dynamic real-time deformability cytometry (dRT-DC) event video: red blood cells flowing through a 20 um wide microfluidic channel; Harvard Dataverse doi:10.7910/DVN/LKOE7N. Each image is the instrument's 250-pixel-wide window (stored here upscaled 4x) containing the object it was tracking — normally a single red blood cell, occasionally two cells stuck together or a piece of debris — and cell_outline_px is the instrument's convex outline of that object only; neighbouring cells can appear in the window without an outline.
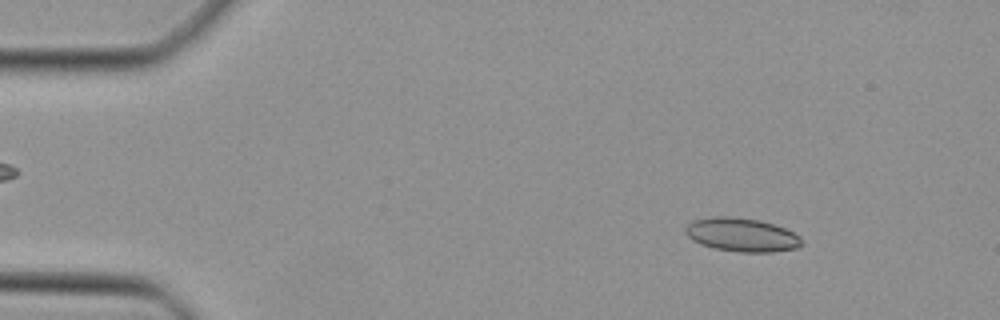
{"species": "Egyptian fruit bat (a non-hibernating species)", "species_latin": "Rousettus aegyptiacus", "temperature_condition": "cold", "stored_images_in_passage": 47, "camera_frame_rate_fps": 3000, "um_per_image_px": 0.085, "animal": {"sex": "female"}, "frame": {"image": 1, "passage_image": 6, "time_ms": 1.667, "image_size_px": [1000, 320], "cell_outline_px": [[804, 244], [796, 248], [772, 252], [740, 252], [716, 248], [700, 244], [692, 240], [684, 232], [684, 228], [692, 220], [712, 216], [728, 216], [756, 220], [772, 224], [784, 228], [800, 236]], "centroid_in_image_um": [63.02, 19.96], "position_along_channel_um": 22.0, "area_um2": 22.72}}
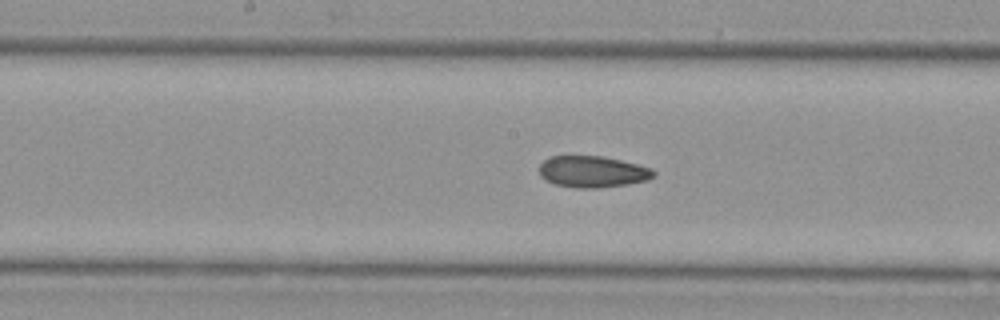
{"frame": {"image": 2, "passage_image": 24, "time_ms": 7.667, "image_size_px": [1000, 320], "cell_outline_px": [[656, 176], [648, 180], [628, 184], [596, 188], [576, 188], [552, 184], [540, 176], [540, 164], [548, 156], [604, 156], [652, 168], [656, 172]], "centroid_in_image_um": [50.37, 14.6], "position_along_channel_um": 197.8, "area_um2": 21.15}}
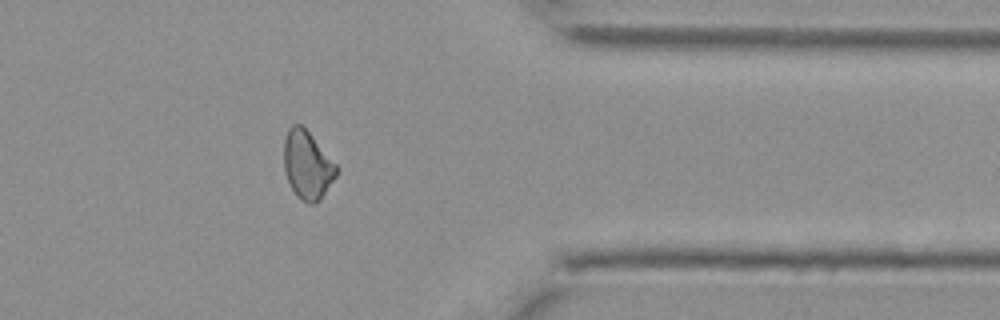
{"frame": {"image": 3, "passage_image": 38, "time_ms": 12.333, "image_size_px": [1000, 320], "cell_outline_px": [[336, 176], [320, 200], [316, 204], [308, 204], [300, 200], [296, 196], [284, 172], [284, 140], [288, 128], [292, 124], [300, 124], [308, 132], [336, 164]], "centroid_in_image_um": [26.1, 14.06], "position_along_channel_um": 385.3, "area_um2": 20.69}}